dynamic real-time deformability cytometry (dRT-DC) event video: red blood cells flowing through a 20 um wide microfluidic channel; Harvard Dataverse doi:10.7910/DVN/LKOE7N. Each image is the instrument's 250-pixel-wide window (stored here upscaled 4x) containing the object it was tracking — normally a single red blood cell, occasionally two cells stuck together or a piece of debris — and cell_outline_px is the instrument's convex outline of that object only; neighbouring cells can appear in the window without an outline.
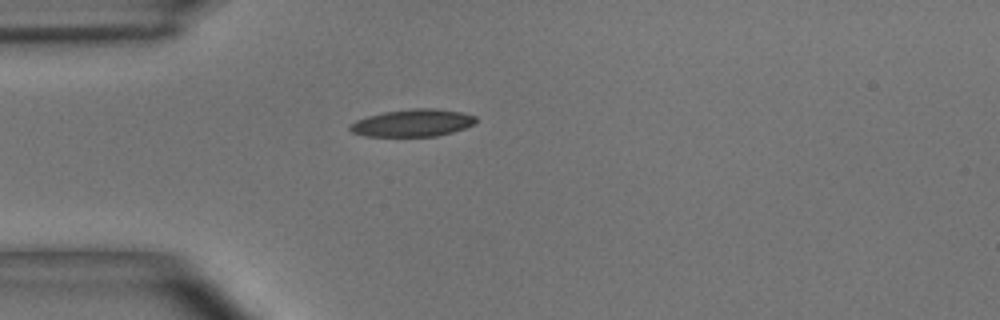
{"species": "common noctule bat (a hibernating species)", "species_latin": "Nyctalus noctula", "temperature_condition": "room temperature", "stored_images_in_passage": 36, "camera_frame_rate_fps": 3000, "um_per_image_px": 0.085, "animal": {"sex": "male", "body_mass_g": 15.6}, "frame": {"image": 1, "passage_image": 1, "time_ms": 0.0, "image_size_px": [1000, 320], "cell_outline_px": [[476, 124], [452, 132], [436, 136], [364, 136], [352, 132], [348, 128], [348, 124], [356, 120], [368, 116], [384, 112], [412, 108], [436, 108], [460, 112], [476, 116]], "centroid_in_image_um": [35.06, 10.44], "position_along_channel_um": 49.9, "area_um2": 20.11}}
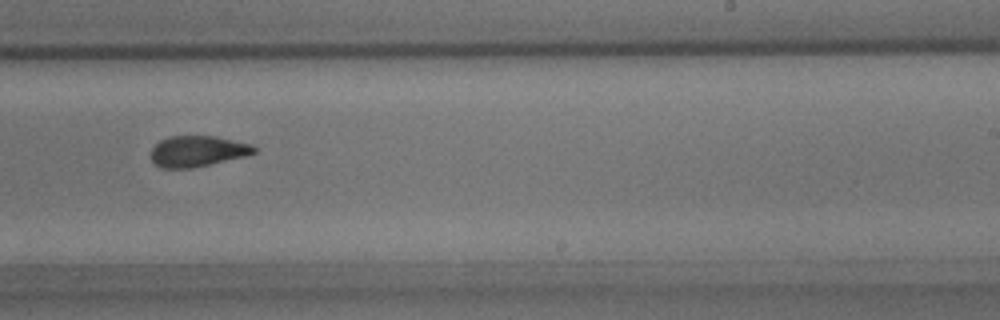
{"frame": {"image": 2, "passage_image": 20, "time_ms": 6.333, "image_size_px": [1000, 320], "cell_outline_px": [[256, 152], [248, 156], [192, 168], [160, 168], [152, 160], [152, 148], [160, 140], [168, 136], [216, 136], [252, 144], [256, 148]], "centroid_in_image_um": [16.82, 12.85], "position_along_channel_um": 272.2, "area_um2": 18.67}}
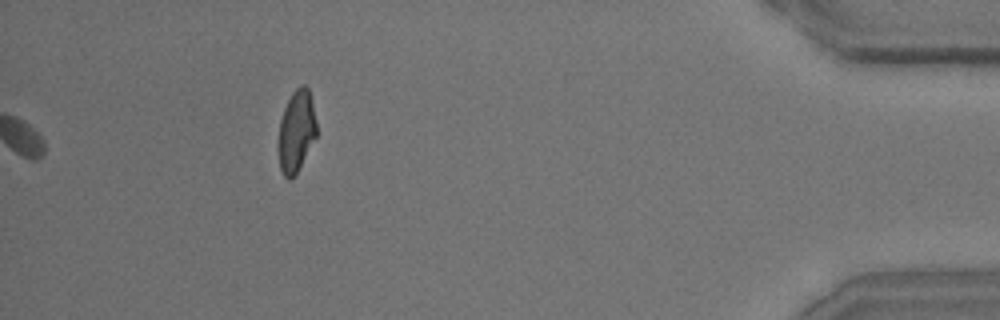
{"frame": {"image": 3, "passage_image": 36, "time_ms": 11.667, "image_size_px": [1000, 320], "cell_outline_px": [[316, 136], [292, 180], [288, 180], [284, 176], [280, 168], [276, 148], [276, 144], [280, 120], [284, 108], [292, 92], [300, 84], [304, 84], [308, 88], [316, 120]], "centroid_in_image_um": [25.14, 11.17], "position_along_channel_um": 410.1, "area_um2": 18.38}, "authors_computed_cell_mechanics": {"area_um2": 19.2763, "velocity_mm_per_s": 3.6565, "shape_relaxation_time_tau1_ms": 4.8417, "shape_relaxation_time_tau2_ms": 2.7058, "deformation_change_tau1": 0.1748, "deformation_change_tau2": 0.1049}}